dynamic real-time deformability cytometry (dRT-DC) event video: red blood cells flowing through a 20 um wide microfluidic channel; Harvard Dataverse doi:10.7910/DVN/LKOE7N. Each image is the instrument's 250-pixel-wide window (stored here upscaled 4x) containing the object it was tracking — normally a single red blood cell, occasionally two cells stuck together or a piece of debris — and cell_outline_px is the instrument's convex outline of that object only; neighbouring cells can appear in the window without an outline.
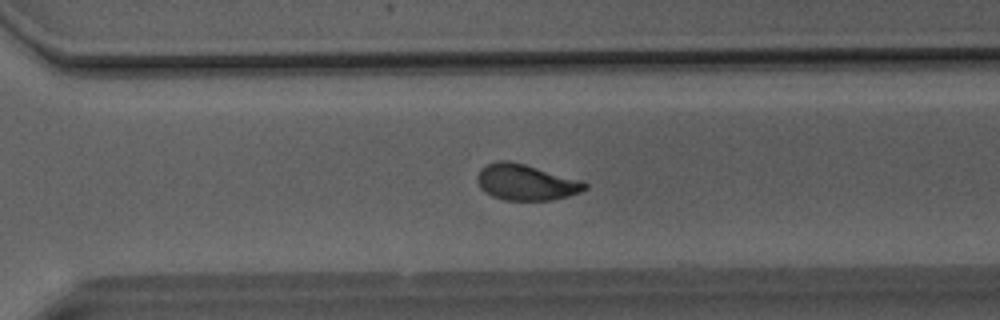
{"species": "Egyptian fruit bat (a non-hibernating species)", "species_latin": "Rousettus aegyptiacus", "temperature_condition": "room temperature", "stored_images_in_passage": 40, "camera_frame_rate_fps": 3000, "um_per_image_px": 0.085, "animal": {"sex": "male"}, "frame": {"image": 1, "passage_image": 25, "time_ms": 8.0, "image_size_px": [1000, 320], "cell_outline_px": [[588, 188], [580, 192], [568, 196], [552, 200], [504, 200], [492, 196], [484, 192], [480, 188], [476, 180], [476, 176], [480, 168], [488, 164], [500, 160], [508, 160], [524, 164], [584, 180], [588, 184]], "centroid_in_image_um": [44.71, 15.49], "position_along_channel_um": 325.9, "area_um2": 22.83}}
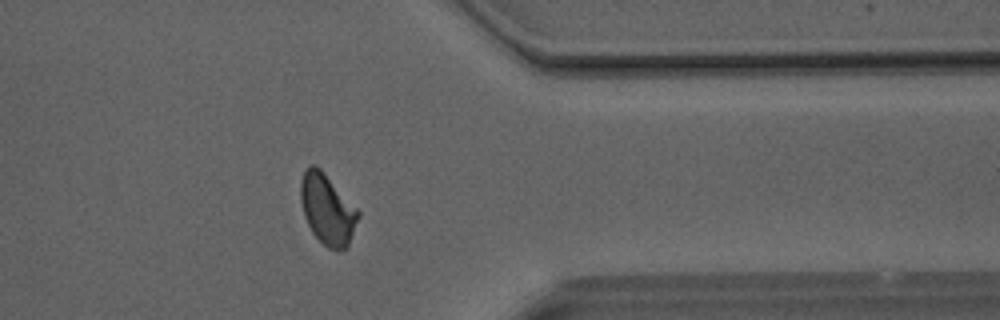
{"frame": {"image": 2, "passage_image": 30, "time_ms": 9.667, "image_size_px": [1000, 320], "cell_outline_px": [[360, 216], [348, 244], [344, 248], [328, 248], [312, 232], [304, 216], [300, 200], [300, 180], [304, 172], [312, 164], [320, 168], [360, 212]], "centroid_in_image_um": [27.81, 17.77], "position_along_channel_um": 383.6, "area_um2": 23.12}}
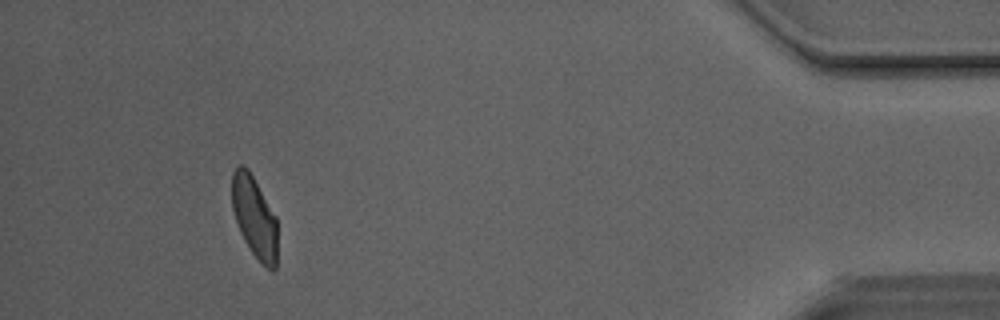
{"frame": {"image": 3, "passage_image": 36, "time_ms": 11.667, "image_size_px": [1000, 320], "cell_outline_px": [[276, 268], [272, 272], [252, 252], [244, 240], [240, 232], [232, 208], [232, 172], [240, 164], [244, 164], [248, 168], [276, 216]], "centroid_in_image_um": [21.61, 18.41], "position_along_channel_um": 413.6, "area_um2": 21.33}, "authors_computed_cell_mechanics": {"area_um2": 22.7154, "velocity_mm_per_s": 4.1203, "shape_relaxation_time_tau1_ms": 4.8148, "shape_relaxation_time_tau2_ms": 1.4427, "deformation_change_tau1": 0.1424, "deformation_change_tau2": 0.0607}}